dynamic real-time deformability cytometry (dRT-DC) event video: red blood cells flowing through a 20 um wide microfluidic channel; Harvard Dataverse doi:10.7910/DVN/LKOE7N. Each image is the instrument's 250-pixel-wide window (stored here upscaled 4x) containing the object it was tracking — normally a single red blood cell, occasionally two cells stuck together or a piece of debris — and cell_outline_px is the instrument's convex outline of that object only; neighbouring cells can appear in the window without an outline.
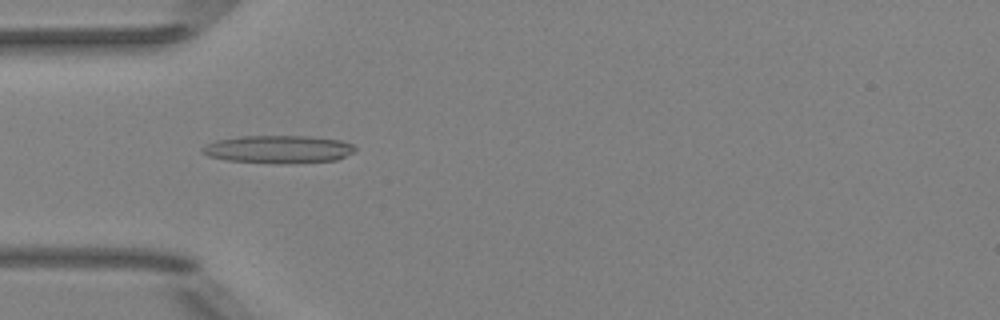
{"species": "Egyptian fruit bat (a non-hibernating species)", "species_latin": "Rousettus aegyptiacus", "temperature_condition": "room temperature", "stored_images_in_passage": 51, "camera_frame_rate_fps": 3000, "um_per_image_px": 0.085, "animal": {"sex": "female"}, "frame": {"image": 1, "passage_image": 16, "time_ms": 5.0, "image_size_px": [1000, 320], "cell_outline_px": [[356, 148], [352, 152], [336, 160], [284, 164], [280, 164], [228, 160], [208, 156], [200, 152], [200, 148], [216, 140], [240, 136], [308, 136], [340, 140], [352, 144]], "centroid_in_image_um": [23.63, 12.69], "position_along_channel_um": 61.4, "area_um2": 24.74}}
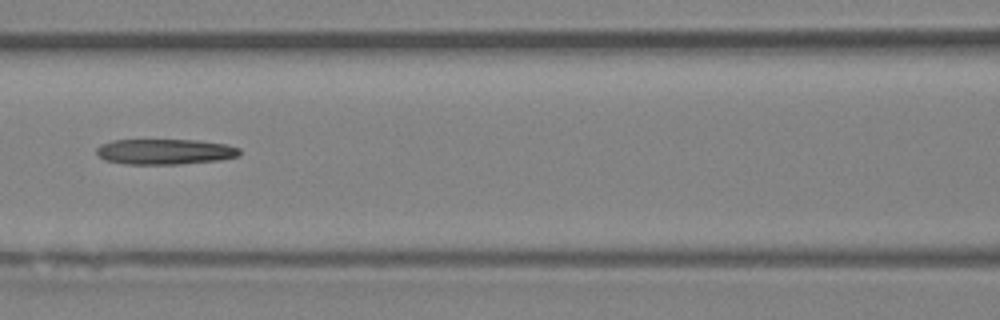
{"frame": {"image": 2, "passage_image": 23, "time_ms": 7.333, "image_size_px": [1000, 320], "cell_outline_px": [[240, 152], [236, 156], [216, 160], [180, 164], [124, 164], [104, 160], [96, 152], [96, 148], [100, 144], [112, 140], [196, 140], [224, 144], [240, 148]], "centroid_in_image_um": [13.95, 12.89], "position_along_channel_um": 152.7, "area_um2": 21.1}}
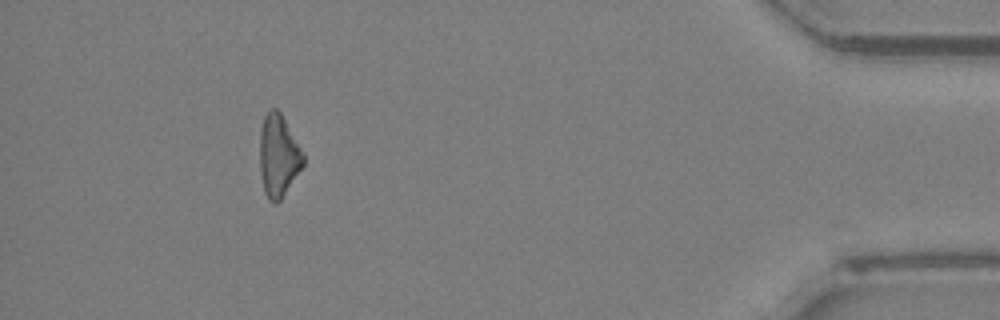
{"frame": {"image": 3, "passage_image": 47, "time_ms": 15.333, "image_size_px": [1000, 320], "cell_outline_px": [[304, 164], [280, 200], [276, 204], [272, 204], [268, 200], [264, 192], [260, 172], [260, 128], [264, 116], [268, 108], [276, 108], [280, 112], [300, 148], [304, 156]], "centroid_in_image_um": [23.63, 13.25], "position_along_channel_um": 411.6, "area_um2": 20.69}}